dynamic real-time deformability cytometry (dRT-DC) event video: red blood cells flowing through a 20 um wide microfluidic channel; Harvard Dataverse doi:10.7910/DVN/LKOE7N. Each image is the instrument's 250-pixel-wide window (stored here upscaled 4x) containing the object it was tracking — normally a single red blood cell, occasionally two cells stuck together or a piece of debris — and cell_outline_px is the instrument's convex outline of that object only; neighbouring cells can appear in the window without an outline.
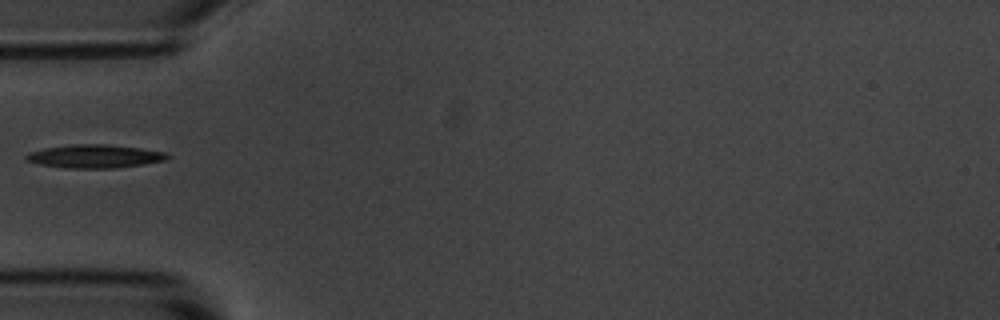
{"species": "common noctule bat (a hibernating species)", "species_latin": "Nyctalus noctula", "temperature_condition": "room temperature", "stored_images_in_passage": 22, "camera_frame_rate_fps": 3000, "um_per_image_px": 0.085, "animal": {"sex": "male", "body_mass_g": 20.1, "forearm_length_mm": 53.5}, "frame": {"image": 1, "passage_image": 1, "time_ms": 0.0, "image_size_px": [1000, 320], "cell_outline_px": [[172, 156], [168, 160], [144, 164], [112, 168], [68, 168], [40, 164], [24, 160], [24, 156], [28, 152], [44, 148], [72, 144], [108, 144], [140, 148], [168, 152]], "centroid_in_image_um": [8.09, 13.28], "position_along_channel_um": 76.9, "area_um2": 19.42}}
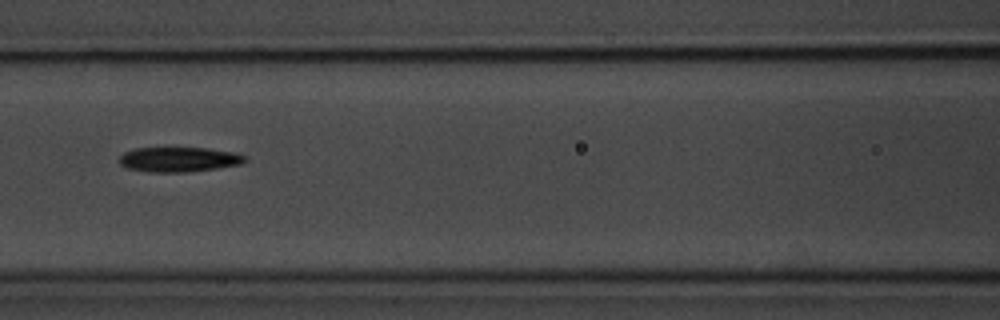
{"frame": {"image": 2, "passage_image": 7, "time_ms": 2.0, "image_size_px": [1000, 320], "cell_outline_px": [[248, 160], [240, 164], [216, 168], [188, 172], [148, 172], [128, 168], [120, 164], [120, 156], [124, 152], [136, 148], [208, 148], [236, 152], [244, 156]], "centroid_in_image_um": [15.22, 13.55], "position_along_channel_um": 151.4, "area_um2": 18.15}}
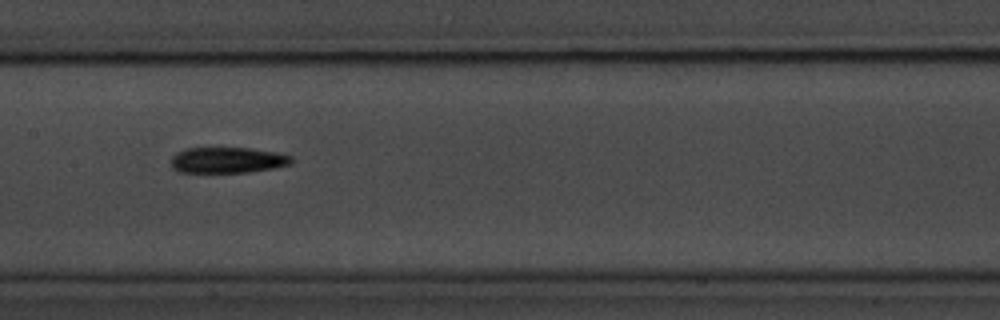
{"frame": {"image": 3, "passage_image": 10, "time_ms": 3.0, "image_size_px": [1000, 320], "cell_outline_px": [[292, 164], [272, 168], [248, 172], [180, 172], [172, 168], [172, 156], [176, 152], [188, 148], [252, 148], [276, 152], [292, 156]], "centroid_in_image_um": [19.35, 13.6], "position_along_channel_um": 188.1, "area_um2": 18.09}}